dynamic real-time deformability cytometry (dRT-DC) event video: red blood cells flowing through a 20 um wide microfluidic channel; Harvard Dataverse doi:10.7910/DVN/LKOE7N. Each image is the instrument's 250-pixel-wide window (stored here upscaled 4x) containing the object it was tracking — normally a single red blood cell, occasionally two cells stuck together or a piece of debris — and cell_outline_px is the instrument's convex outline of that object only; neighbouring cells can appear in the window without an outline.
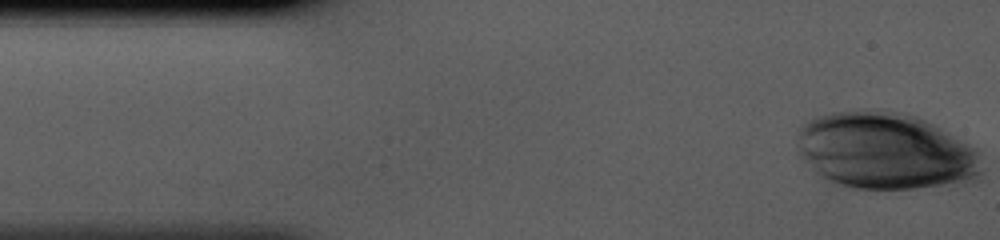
{"species": "human", "species_latin": "Homo sapiens", "temperature_condition": "cold", "stored_images_in_passage": 37, "camera_frame_rate_fps": 3000, "um_per_image_px": 0.085, "donor": {"sex": "male"}, "frame": {"image": 1, "passage_image": 1, "time_ms": 0.0, "image_size_px": [1000, 240], "cell_outline_px": [[984, 172], [980, 180], [964, 184], [916, 188], [852, 188], [832, 184], [820, 180], [800, 156], [796, 136], [800, 128], [808, 120], [816, 116], [832, 112], [864, 108], [896, 112], [916, 116], [940, 128], [976, 148], [980, 152]], "centroid_in_image_um": [75.27, 12.86], "position_along_channel_um": 9.7, "area_um2": 84.33}}
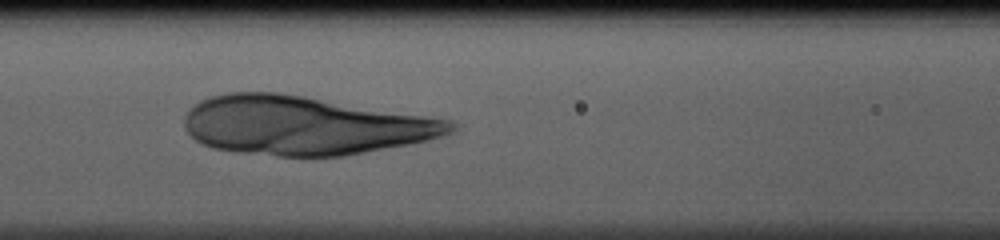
{"frame": {"image": 2, "passage_image": 16, "time_ms": 5.0, "image_size_px": [1000, 240], "cell_outline_px": [[456, 132], [444, 136], [412, 144], [344, 156], [276, 156], [240, 152], [212, 148], [200, 144], [184, 128], [184, 116], [188, 108], [200, 100], [212, 96], [228, 92], [280, 92], [452, 120], [456, 124]], "centroid_in_image_um": [25.87, 10.67], "position_along_channel_um": 140.7, "area_um2": 91.67}}
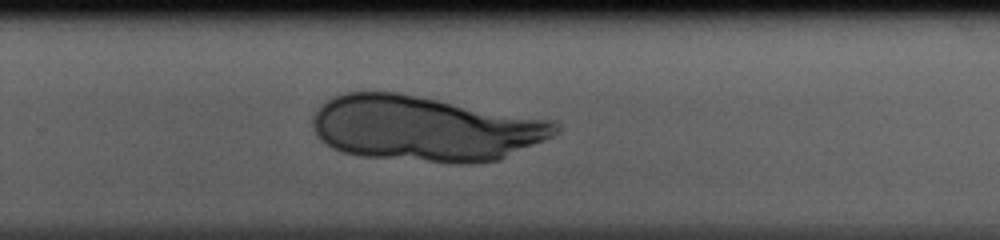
{"frame": {"image": 3, "passage_image": 27, "time_ms": 8.667, "image_size_px": [1000, 240], "cell_outline_px": [[560, 132], [544, 140], [500, 160], [472, 164], [456, 164], [360, 156], [344, 152], [332, 148], [320, 140], [312, 124], [312, 120], [316, 112], [328, 100], [336, 96], [348, 92], [396, 92], [552, 120], [560, 124]], "centroid_in_image_um": [36.15, 10.95], "position_along_channel_um": 293.7, "area_um2": 92.25}}